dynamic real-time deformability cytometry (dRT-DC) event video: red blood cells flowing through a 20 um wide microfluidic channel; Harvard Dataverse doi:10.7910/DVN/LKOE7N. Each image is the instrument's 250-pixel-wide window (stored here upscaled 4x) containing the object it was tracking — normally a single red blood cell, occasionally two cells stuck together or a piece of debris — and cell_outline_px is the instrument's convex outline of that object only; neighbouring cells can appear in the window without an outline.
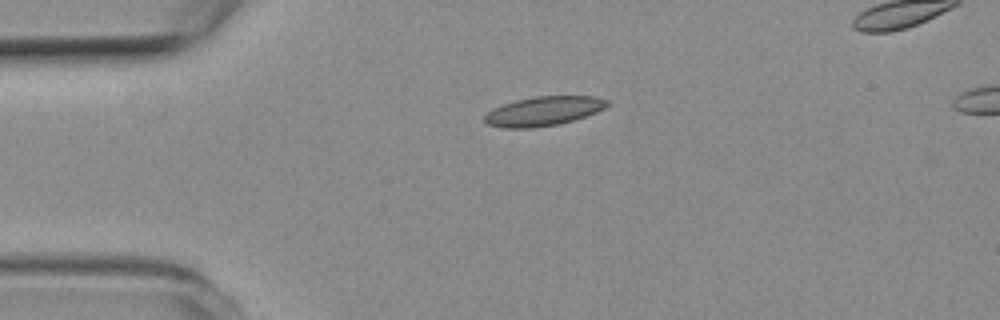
{"species": "common noctule bat (a hibernating species)", "species_latin": "Nyctalus noctula", "temperature_condition": "room temperature", "stored_images_in_passage": 4, "camera_frame_rate_fps": 3000, "um_per_image_px": 0.085, "animal": {"sex": "female", "body_mass_g": 19.3, "forearm_length_mm": 54.1}, "frame": {"image": 1, "passage_image": 4, "time_ms": 4.333, "image_size_px": [1000, 320], "cell_outline_px": [[608, 104], [604, 108], [596, 112], [560, 124], [532, 128], [504, 128], [488, 124], [484, 120], [484, 116], [492, 108], [516, 100], [536, 96], [596, 96], [608, 100]], "centroid_in_image_um": [46.19, 9.44], "position_along_channel_um": 38.8, "area_um2": 20.81}}